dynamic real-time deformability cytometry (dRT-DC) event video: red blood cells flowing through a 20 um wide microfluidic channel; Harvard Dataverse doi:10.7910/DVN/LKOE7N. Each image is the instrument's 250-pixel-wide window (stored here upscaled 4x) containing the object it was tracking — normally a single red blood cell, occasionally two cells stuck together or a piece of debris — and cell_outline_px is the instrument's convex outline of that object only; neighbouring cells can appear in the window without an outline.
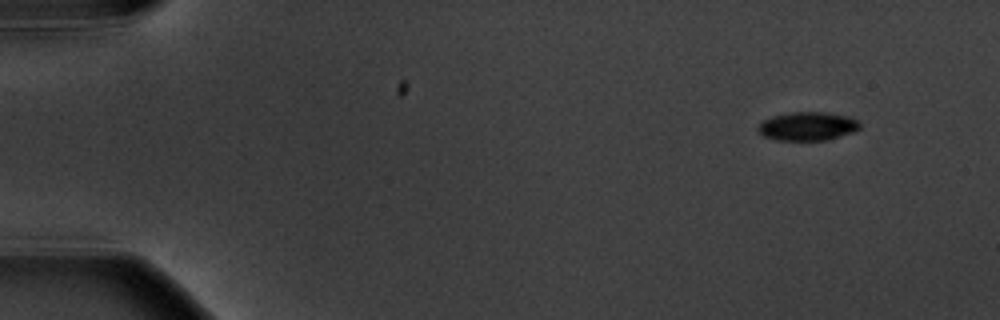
{"species": "common noctule bat (a hibernating species)", "species_latin": "Nyctalus noctula", "temperature_condition": "warm", "stored_images_in_passage": 6, "camera_frame_rate_fps": 3000, "um_per_image_px": 0.085, "animal": {"sex": "male", "body_mass_g": 20.1, "forearm_length_mm": 53.5}, "frame": {"image": 1, "passage_image": 1, "time_ms": 0.0, "image_size_px": [1000, 320], "cell_outline_px": [[860, 128], [852, 132], [828, 140], [776, 140], [764, 136], [756, 128], [764, 120], [772, 116], [792, 112], [824, 112], [852, 116], [860, 120]], "centroid_in_image_um": [68.69, 10.72], "position_along_channel_um": 16.3, "area_um2": 17.05}}
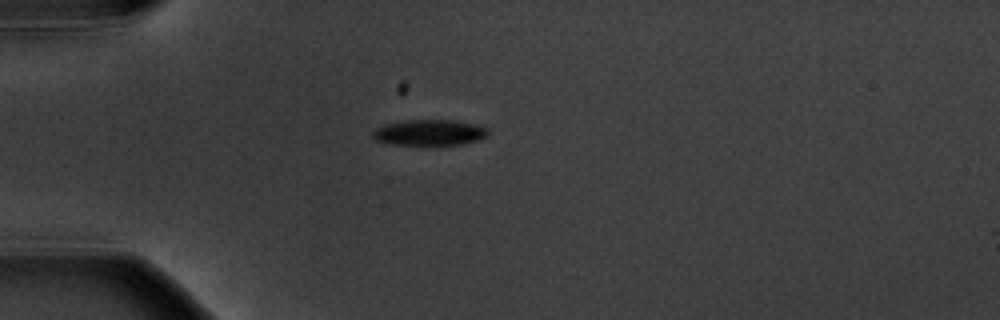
{"frame": {"image": 2, "passage_image": 4, "time_ms": 3.667, "image_size_px": [1000, 320], "cell_outline_px": [[488, 136], [476, 140], [460, 144], [388, 144], [376, 140], [372, 136], [372, 132], [376, 128], [384, 124], [408, 120], [456, 120], [480, 124], [488, 128]], "centroid_in_image_um": [36.53, 11.24], "position_along_channel_um": 48.5, "area_um2": 17.34}}